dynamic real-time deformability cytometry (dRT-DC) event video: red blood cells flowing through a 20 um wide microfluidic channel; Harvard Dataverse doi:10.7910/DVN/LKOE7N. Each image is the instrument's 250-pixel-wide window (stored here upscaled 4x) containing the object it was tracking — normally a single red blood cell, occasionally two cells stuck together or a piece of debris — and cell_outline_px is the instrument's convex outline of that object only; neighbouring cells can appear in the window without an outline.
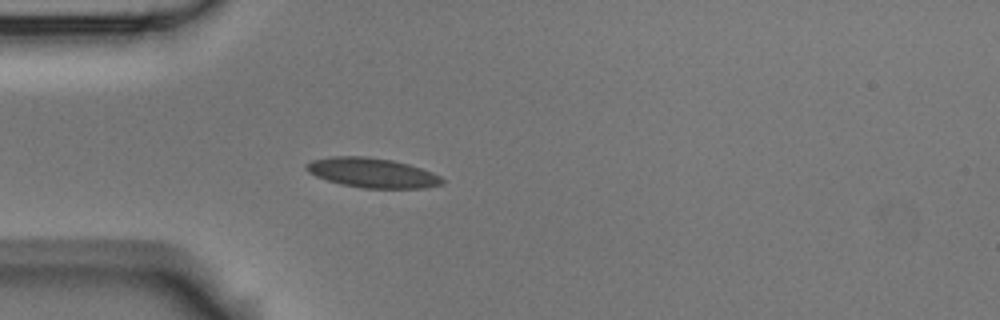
{"species": "Egyptian fruit bat (a non-hibernating species)", "species_latin": "Rousettus aegyptiacus", "temperature_condition": "room temperature", "stored_images_in_passage": 4, "camera_frame_rate_fps": 3000, "um_per_image_px": 0.085, "animal": {"sex": "male"}, "frame": {"image": 1, "passage_image": 4, "time_ms": 1.0, "image_size_px": [1000, 320], "cell_outline_px": [[444, 184], [424, 188], [360, 188], [340, 184], [316, 176], [308, 172], [304, 168], [304, 164], [312, 160], [332, 156], [368, 156], [392, 160], [408, 164], [432, 172], [440, 176], [444, 180]], "centroid_in_image_um": [31.62, 14.68], "position_along_channel_um": 53.4, "area_um2": 23.64}}